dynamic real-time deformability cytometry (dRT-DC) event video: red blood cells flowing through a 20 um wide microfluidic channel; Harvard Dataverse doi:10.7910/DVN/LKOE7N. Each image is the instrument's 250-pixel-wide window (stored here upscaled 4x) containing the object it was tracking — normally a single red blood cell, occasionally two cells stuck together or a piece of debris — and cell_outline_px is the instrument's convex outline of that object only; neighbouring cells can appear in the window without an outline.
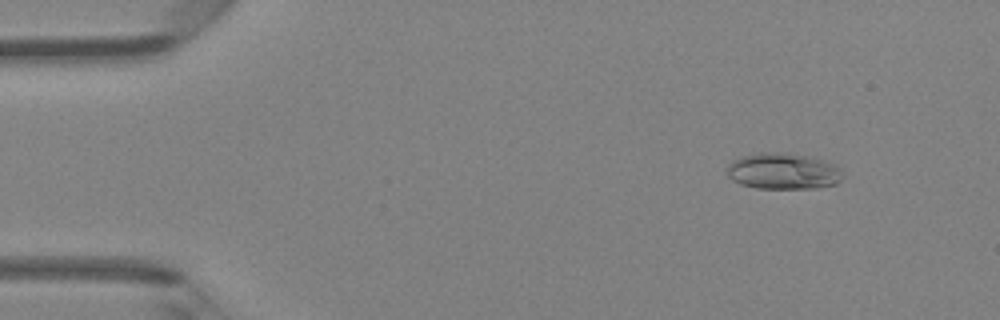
{"species": "Egyptian fruit bat (a non-hibernating species)", "species_latin": "Rousettus aegyptiacus", "temperature_condition": "room temperature", "stored_images_in_passage": 5, "camera_frame_rate_fps": 3000, "um_per_image_px": 0.085, "animal": {"sex": "female"}, "frame": {"image": 1, "passage_image": 2, "time_ms": 0.333, "image_size_px": [1000, 320], "cell_outline_px": [[844, 176], [836, 184], [816, 188], [756, 188], [740, 184], [732, 180], [728, 176], [728, 164], [732, 160], [740, 156], [756, 152], [784, 152], [808, 156], [824, 160], [840, 168]], "centroid_in_image_um": [66.55, 14.54], "position_along_channel_um": 18.4, "area_um2": 24.68}}
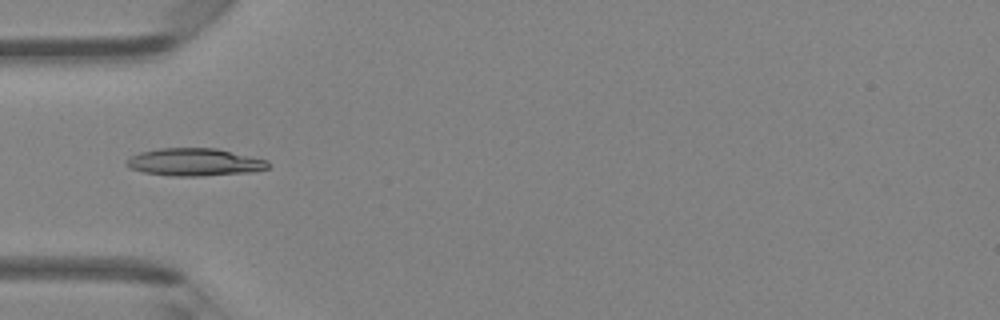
{"frame": {"image": 2, "passage_image": 4, "time_ms": 1.0, "image_size_px": [1000, 320], "cell_outline_px": [[272, 164], [268, 168], [248, 172], [200, 176], [172, 176], [144, 172], [128, 168], [124, 164], [124, 160], [140, 152], [160, 148], [216, 148], [268, 160]], "centroid_in_image_um": [16.51, 13.78], "position_along_channel_um": 68.5, "area_um2": 22.83}}
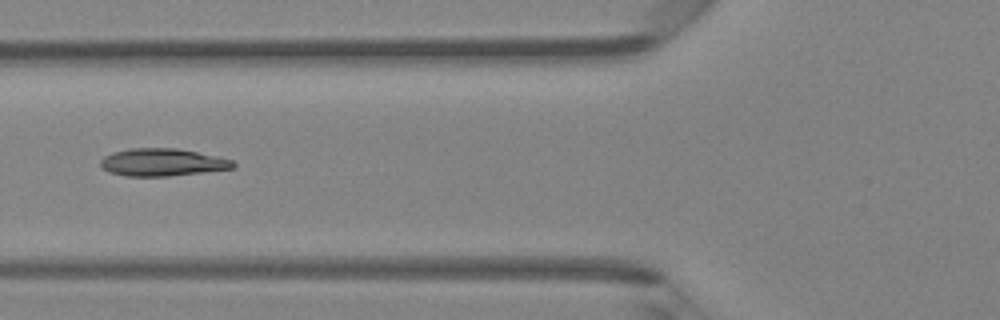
{"frame": {"image": 3, "passage_image": 5, "time_ms": 1.333, "image_size_px": [1000, 320], "cell_outline_px": [[236, 164], [232, 168], [168, 176], [124, 176], [108, 172], [100, 168], [100, 160], [104, 156], [112, 152], [132, 148], [176, 148], [196, 152], [232, 160]], "centroid_in_image_um": [13.7, 13.8], "position_along_channel_um": 112.1, "area_um2": 21.1}}